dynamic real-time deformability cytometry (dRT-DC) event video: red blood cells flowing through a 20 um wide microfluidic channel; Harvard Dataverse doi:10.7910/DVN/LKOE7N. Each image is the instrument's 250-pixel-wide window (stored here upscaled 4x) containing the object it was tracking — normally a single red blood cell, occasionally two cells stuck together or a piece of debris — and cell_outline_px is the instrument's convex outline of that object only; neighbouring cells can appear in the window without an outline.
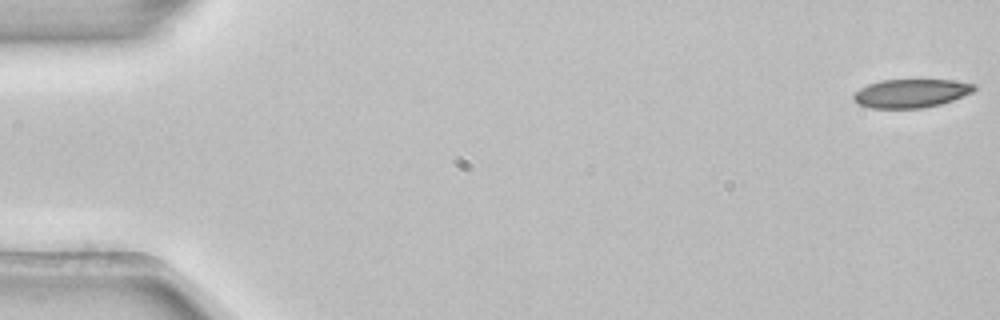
{"species": "common noctule bat (a hibernating species)", "species_latin": "Nyctalus noctula", "temperature_condition": "room temperature", "stored_images_in_passage": 53, "camera_frame_rate_fps": 3000, "um_per_image_px": 0.085, "animal": {"sex": "female", "body_mass_g": 22.7, "forearm_length_mm": 54.2}, "frame": {"image": 1, "passage_image": 1, "time_ms": 0.0, "image_size_px": [1000, 320], "cell_outline_px": [[976, 88], [972, 92], [952, 100], [940, 104], [924, 108], [872, 108], [860, 104], [852, 96], [860, 88], [868, 84], [880, 80], [952, 80], [976, 84]], "centroid_in_image_um": [77.45, 7.92], "position_along_channel_um": 7.5, "area_um2": 19.88}}
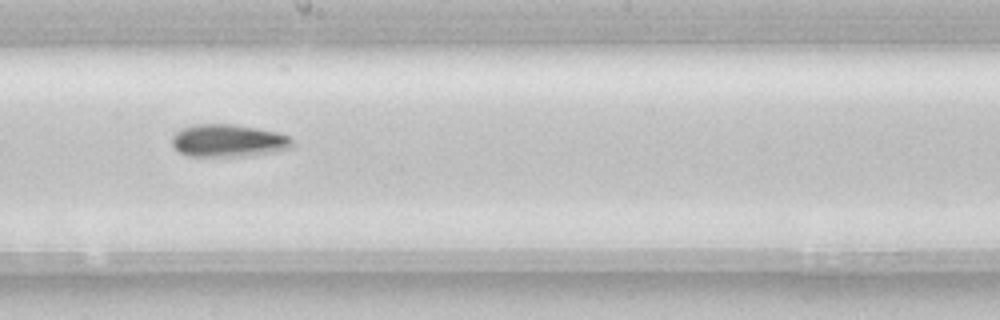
{"frame": {"image": 2, "passage_image": 30, "time_ms": 9.667, "image_size_px": [1000, 320], "cell_outline_px": [[296, 144], [292, 148], [276, 152], [248, 156], [188, 156], [180, 152], [172, 144], [172, 136], [176, 132], [192, 124], [232, 124], [256, 128], [276, 132], [292, 136]], "centroid_in_image_um": [19.48, 11.96], "position_along_channel_um": 228.7, "area_um2": 23.12}}
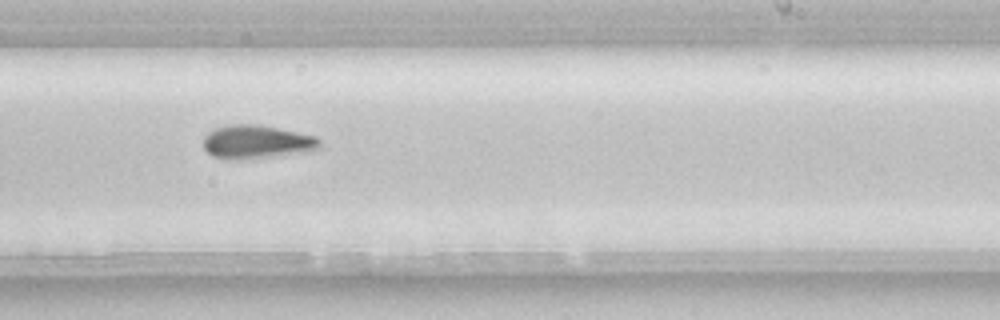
{"frame": {"image": 3, "passage_image": 33, "time_ms": 10.667, "image_size_px": [1000, 320], "cell_outline_px": [[320, 148], [312, 152], [236, 160], [228, 160], [212, 156], [204, 148], [204, 136], [208, 132], [216, 128], [228, 124], [260, 124], [316, 136], [320, 140]], "centroid_in_image_um": [21.84, 12.07], "position_along_channel_um": 267.2, "area_um2": 23.06}, "authors_computed_cell_mechanics": {"area_um2": 21.7328, "velocity_mm_per_s": 3.8676, "shape_relaxation_time_tau1_ms": 5.4577, "shape_relaxation_time_tau2_ms": null, "deformation_change_tau1": 0.1343, "deformation_change_tau2": null}}